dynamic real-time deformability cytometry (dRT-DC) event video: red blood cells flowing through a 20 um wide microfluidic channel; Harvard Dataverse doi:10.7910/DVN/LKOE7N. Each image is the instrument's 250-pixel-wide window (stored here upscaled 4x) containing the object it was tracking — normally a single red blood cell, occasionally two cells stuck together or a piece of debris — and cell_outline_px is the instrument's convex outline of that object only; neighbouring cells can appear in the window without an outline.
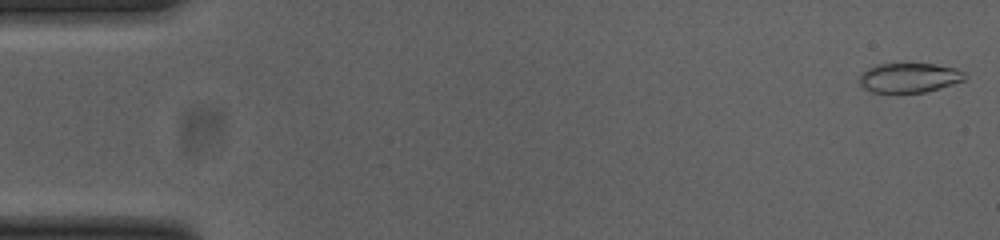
{"species": "common noctule bat (a hibernating species)", "species_latin": "Nyctalus noctula", "temperature_condition": "cold", "stored_images_in_passage": 52, "camera_frame_rate_fps": 3000, "um_per_image_px": 0.085, "animal": {"sex": "female", "body_mass_g": 23.0, "forearm_length_mm": 53.4}, "frame": {"image": 1, "passage_image": 1, "time_ms": 0.0, "image_size_px": [1000, 240], "cell_outline_px": [[968, 76], [964, 80], [940, 88], [924, 92], [872, 92], [864, 88], [860, 84], [860, 76], [868, 68], [876, 64], [936, 64], [956, 68], [964, 72]], "centroid_in_image_um": [77.31, 6.6], "position_along_channel_um": 7.7, "area_um2": 18.03}}
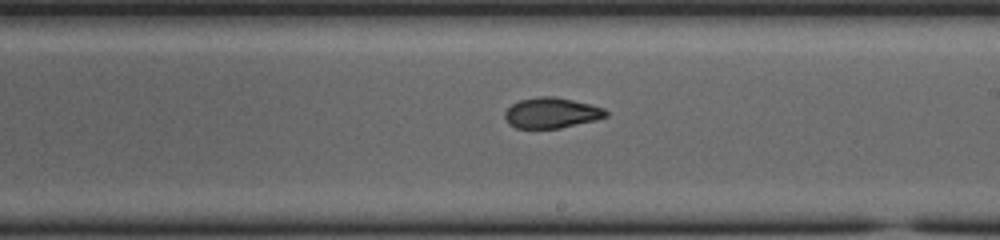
{"frame": {"image": 2, "passage_image": 30, "time_ms": 9.667, "image_size_px": [1000, 240], "cell_outline_px": [[608, 116], [596, 120], [560, 128], [516, 128], [508, 124], [504, 116], [504, 112], [512, 104], [520, 100], [540, 96], [556, 96], [604, 108], [608, 112]], "centroid_in_image_um": [46.87, 9.6], "position_along_channel_um": 242.1, "area_um2": 17.98}}
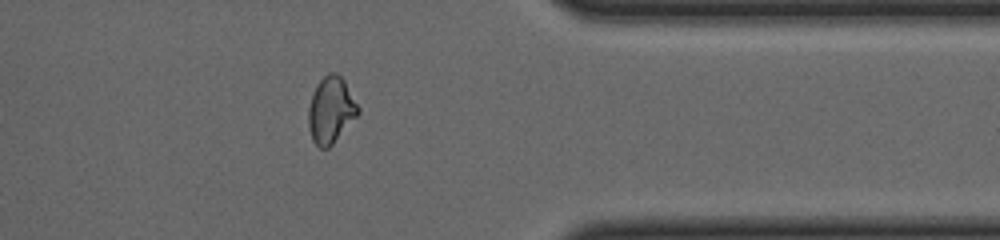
{"frame": {"image": 3, "passage_image": 42, "time_ms": 13.667, "image_size_px": [1000, 240], "cell_outline_px": [[360, 112], [332, 144], [328, 148], [320, 148], [312, 140], [308, 124], [308, 108], [312, 92], [316, 84], [328, 72], [336, 72], [344, 80], [360, 108]], "centroid_in_image_um": [28.11, 9.33], "position_along_channel_um": 383.3, "area_um2": 19.19}, "authors_computed_cell_mechanics": {"area_um2": 18.8428, "velocity_mm_per_s": 3.8713, "shape_relaxation_time_tau1_ms": null, "shape_relaxation_time_tau2_ms": 2.0943, "deformation_change_tau1": null, "deformation_change_tau2": 0.069}}